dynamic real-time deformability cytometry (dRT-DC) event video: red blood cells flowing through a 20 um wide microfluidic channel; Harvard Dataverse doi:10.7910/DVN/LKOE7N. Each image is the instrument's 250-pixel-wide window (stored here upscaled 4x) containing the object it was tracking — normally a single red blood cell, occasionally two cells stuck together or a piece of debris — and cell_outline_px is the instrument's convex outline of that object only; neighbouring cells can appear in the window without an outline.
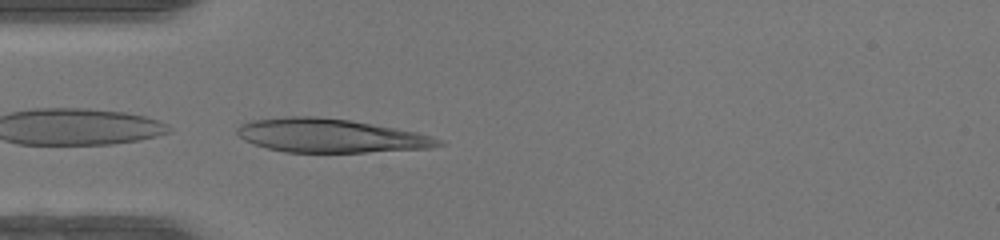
{"species": "human", "species_latin": "Homo sapiens", "temperature_condition": "warm", "stored_images_in_passage": 14, "camera_frame_rate_fps": 3000, "um_per_image_px": 0.085, "donor": {"sex": "female"}, "frame": {"image": 1, "passage_image": 14, "time_ms": 4.333, "image_size_px": [1000, 240], "cell_outline_px": [[444, 144], [432, 148], [364, 152], [284, 152], [268, 148], [244, 140], [236, 132], [236, 128], [240, 124], [248, 120], [284, 116], [316, 116], [352, 120], [396, 128], [416, 132], [432, 136], [440, 140]], "centroid_in_image_um": [28.06, 11.51], "position_along_channel_um": 56.9, "area_um2": 39.71}}